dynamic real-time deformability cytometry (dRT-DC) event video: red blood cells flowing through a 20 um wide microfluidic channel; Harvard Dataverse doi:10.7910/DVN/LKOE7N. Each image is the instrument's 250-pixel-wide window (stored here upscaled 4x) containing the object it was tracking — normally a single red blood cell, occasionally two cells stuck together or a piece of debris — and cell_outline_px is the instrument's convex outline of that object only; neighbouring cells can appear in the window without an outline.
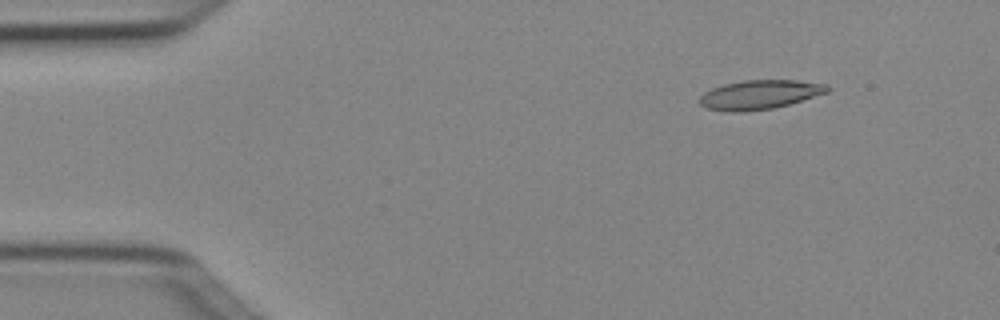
{"species": "Egyptian fruit bat (a non-hibernating species)", "species_latin": "Rousettus aegyptiacus", "temperature_condition": "cold", "stored_images_in_passage": 6, "camera_frame_rate_fps": 3000, "um_per_image_px": 0.085, "animal": {"sex": "female"}, "frame": {"image": 1, "passage_image": 2, "time_ms": 0.333, "image_size_px": [1000, 320], "cell_outline_px": [[832, 88], [828, 92], [788, 104], [772, 108], [744, 112], [732, 112], [708, 108], [700, 104], [700, 96], [704, 92], [712, 88], [724, 84], [744, 80], [796, 80], [828, 84]], "centroid_in_image_um": [64.59, 8.03], "position_along_channel_um": 20.4, "area_um2": 21.62}}
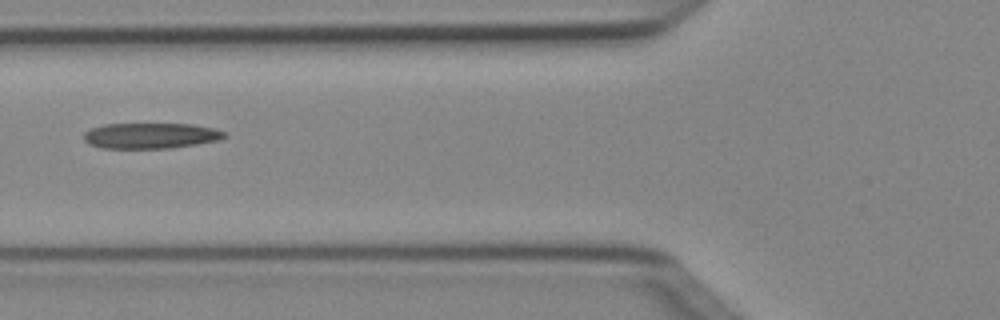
{"frame": {"image": 2, "passage_image": 5, "time_ms": 1.333, "image_size_px": [1000, 320], "cell_outline_px": [[228, 136], [220, 140], [196, 144], [168, 148], [100, 148], [88, 144], [84, 140], [84, 132], [92, 128], [104, 124], [192, 124], [212, 128], [224, 132]], "centroid_in_image_um": [12.79, 11.53], "position_along_channel_um": 113.0, "area_um2": 20.98}}
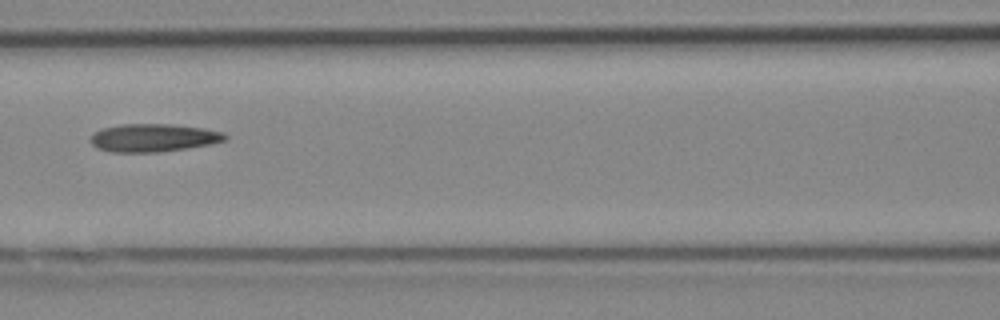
{"frame": {"image": 3, "passage_image": 6, "time_ms": 1.667, "image_size_px": [1000, 320], "cell_outline_px": [[228, 136], [224, 140], [208, 144], [188, 148], [160, 152], [112, 152], [96, 148], [88, 140], [92, 132], [100, 128], [120, 124], [172, 124], [204, 128], [224, 132]], "centroid_in_image_um": [12.97, 11.7], "position_along_channel_um": 153.6, "area_um2": 22.2}}